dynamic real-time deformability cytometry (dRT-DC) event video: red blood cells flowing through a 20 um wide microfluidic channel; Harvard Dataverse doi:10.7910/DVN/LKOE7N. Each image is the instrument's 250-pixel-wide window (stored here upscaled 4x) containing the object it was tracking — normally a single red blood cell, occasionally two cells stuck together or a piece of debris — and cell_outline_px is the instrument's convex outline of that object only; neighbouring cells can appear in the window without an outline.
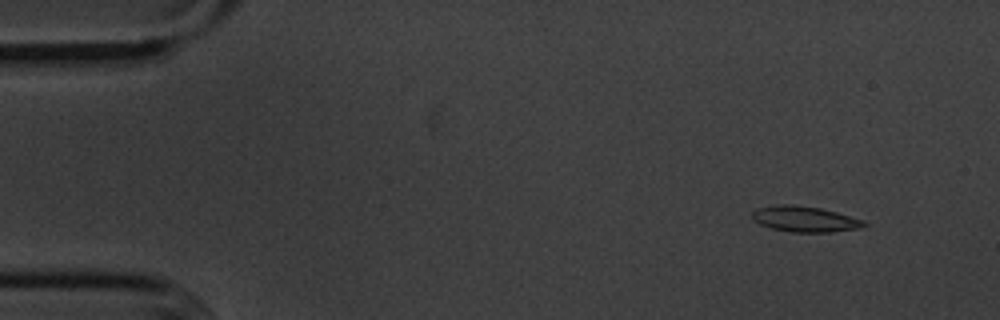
{"species": "common noctule bat (a hibernating species)", "species_latin": "Nyctalus noctula", "temperature_condition": "cold", "stored_images_in_passage": 5, "camera_frame_rate_fps": 3000, "um_per_image_px": 0.085, "animal": {"sex": "male", "body_mass_g": 20.1, "forearm_length_mm": 53.5}, "frame": {"image": 1, "passage_image": 1, "time_ms": 0.0, "image_size_px": [1000, 320], "cell_outline_px": [[868, 224], [860, 228], [828, 232], [792, 232], [772, 228], [760, 224], [752, 220], [752, 212], [756, 208], [780, 204], [792, 204], [820, 208], [836, 212], [864, 220]], "centroid_in_image_um": [68.39, 18.61], "position_along_channel_um": 16.6, "area_um2": 16.7}}
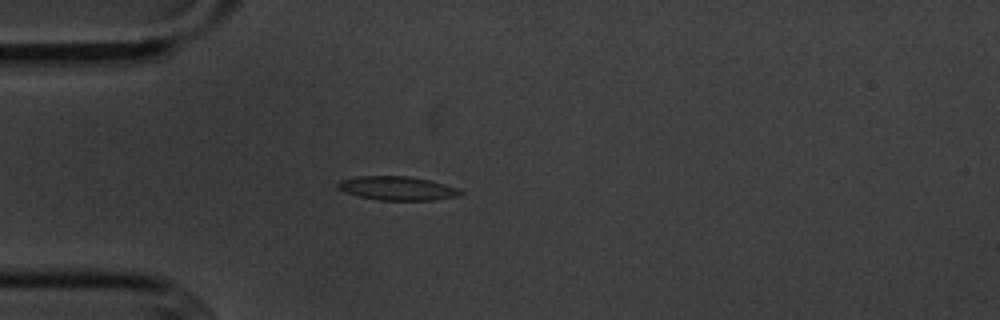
{"frame": {"image": 2, "passage_image": 4, "time_ms": 3.333, "image_size_px": [1000, 320], "cell_outline_px": [[464, 192], [456, 196], [432, 200], [380, 200], [360, 196], [344, 192], [336, 184], [340, 180], [356, 176], [408, 176], [428, 180], [444, 184], [456, 188]], "centroid_in_image_um": [33.73, 16.0], "position_along_channel_um": 51.3, "area_um2": 16.76}}